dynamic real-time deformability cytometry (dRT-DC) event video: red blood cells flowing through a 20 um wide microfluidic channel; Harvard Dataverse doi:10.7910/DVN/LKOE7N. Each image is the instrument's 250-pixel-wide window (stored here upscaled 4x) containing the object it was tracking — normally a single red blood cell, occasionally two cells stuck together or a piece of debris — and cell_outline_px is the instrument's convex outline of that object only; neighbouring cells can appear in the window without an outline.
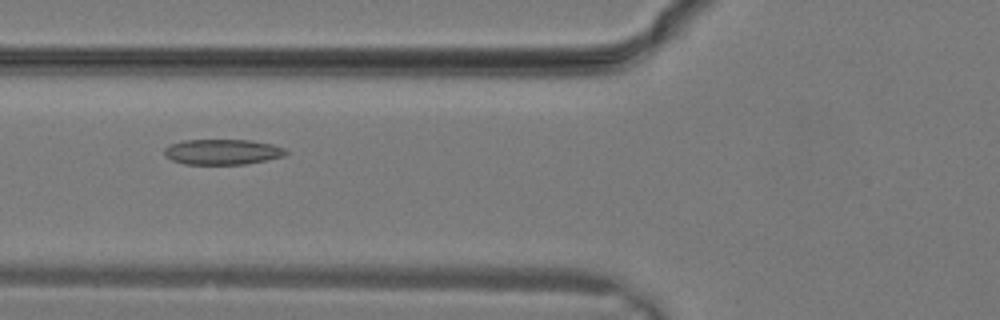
{"species": "common noctule bat (a hibernating species)", "species_latin": "Nyctalus noctula", "temperature_condition": "warm", "stored_images_in_passage": 26, "camera_frame_rate_fps": 3000, "um_per_image_px": 0.085, "animal": {"sex": "male", "body_mass_g": 19.2, "forearm_length_mm": 51.8}, "frame": {"image": 1, "passage_image": 8, "time_ms": 2.333, "image_size_px": [1000, 320], "cell_outline_px": [[288, 152], [284, 156], [244, 164], [184, 164], [172, 160], [164, 156], [164, 148], [172, 144], [184, 140], [252, 140], [272, 144], [284, 148]], "centroid_in_image_um": [18.89, 12.91], "position_along_channel_um": 106.9, "area_um2": 17.92}}
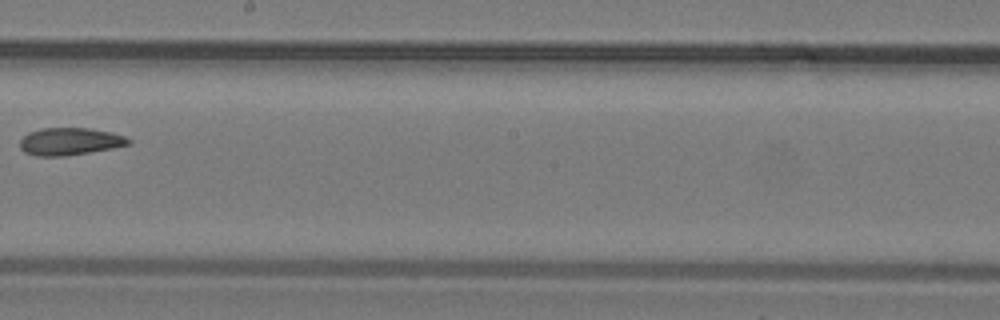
{"frame": {"image": 2, "passage_image": 14, "time_ms": 4.333, "image_size_px": [1000, 320], "cell_outline_px": [[132, 144], [112, 148], [64, 156], [36, 156], [24, 152], [20, 148], [20, 140], [28, 132], [40, 128], [88, 128], [112, 132], [124, 136], [132, 140]], "centroid_in_image_um": [5.93, 12.02], "position_along_channel_um": 242.3, "area_um2": 17.4}}
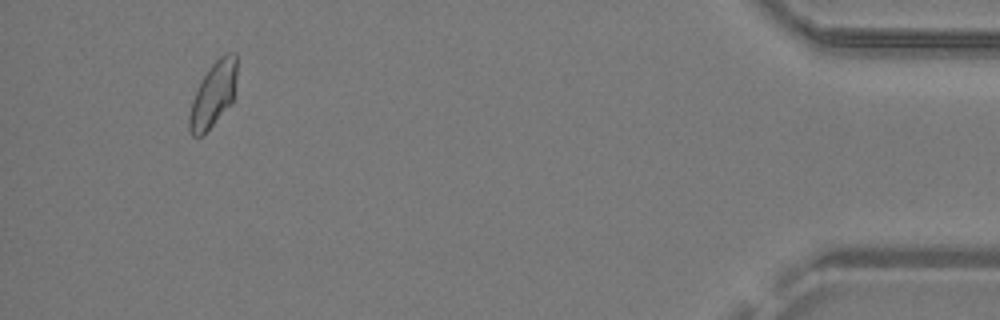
{"frame": {"image": 3, "passage_image": 25, "time_ms": 8.0, "image_size_px": [1000, 320], "cell_outline_px": [[236, 80], [232, 104], [204, 136], [192, 136], [188, 132], [188, 116], [192, 100], [204, 76], [212, 64], [224, 52], [236, 52]], "centroid_in_image_um": [18.13, 8.09], "position_along_channel_um": 417.1, "area_um2": 18.26}}